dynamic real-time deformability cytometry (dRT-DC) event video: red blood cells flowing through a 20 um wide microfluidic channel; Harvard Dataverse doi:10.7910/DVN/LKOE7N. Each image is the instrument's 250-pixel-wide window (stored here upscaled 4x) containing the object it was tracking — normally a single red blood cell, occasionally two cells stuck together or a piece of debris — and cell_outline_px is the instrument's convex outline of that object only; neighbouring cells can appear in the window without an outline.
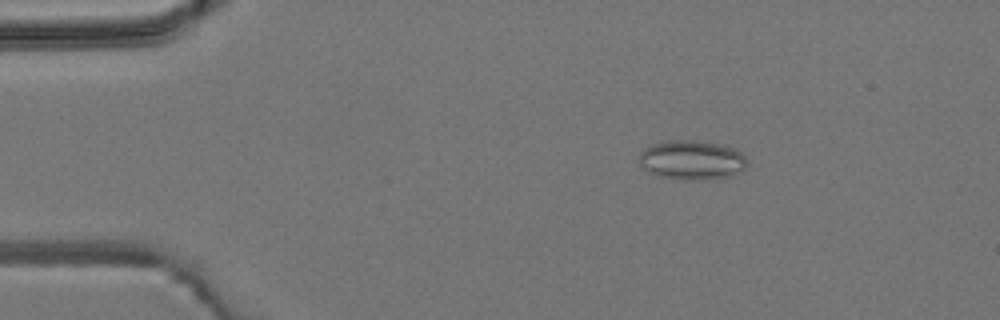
{"species": "common noctule bat (a hibernating species)", "species_latin": "Nyctalus noctula", "temperature_condition": "room temperature", "stored_images_in_passage": 6, "camera_frame_rate_fps": 3000, "um_per_image_px": 0.085, "animal": {"sex": "male", "body_mass_g": 19.2, "forearm_length_mm": 51.8}, "frame": {"image": 1, "passage_image": 3, "time_ms": 2.667, "image_size_px": [1000, 320], "cell_outline_px": [[748, 164], [744, 172], [732, 176], [700, 180], [684, 180], [656, 176], [648, 172], [636, 160], [640, 152], [644, 148], [652, 144], [668, 140], [696, 140], [720, 144], [736, 148], [748, 160]], "centroid_in_image_um": [58.82, 13.61], "position_along_channel_um": 26.2, "area_um2": 25.49}}